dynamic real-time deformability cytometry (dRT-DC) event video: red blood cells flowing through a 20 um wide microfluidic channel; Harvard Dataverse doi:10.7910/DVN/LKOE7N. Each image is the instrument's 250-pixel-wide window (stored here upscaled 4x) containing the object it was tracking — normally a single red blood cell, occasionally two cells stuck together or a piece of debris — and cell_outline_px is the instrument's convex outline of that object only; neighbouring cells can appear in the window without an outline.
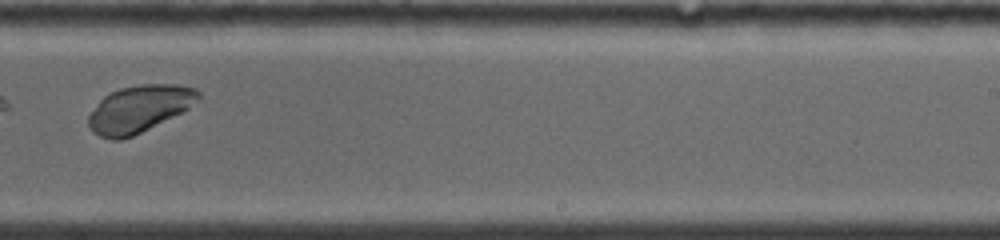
{"species": "common noctule bat (a hibernating species)", "species_latin": "Nyctalus noctula", "temperature_condition": "warm", "stored_images_in_passage": 17, "camera_frame_rate_fps": 5000, "um_per_image_px": 0.085, "animal": {"sex": "female", "body_mass_g": 19.0, "forearm_length_mm": 53.3}, "frame": {"image": 1, "passage_image": 12, "time_ms": 7.0, "image_size_px": [1000, 240], "cell_outline_px": [[200, 100], [184, 112], [132, 136], [120, 140], [112, 140], [100, 136], [92, 132], [88, 124], [88, 116], [100, 100], [104, 96], [120, 88], [140, 84], [176, 84], [196, 88], [200, 92]], "centroid_in_image_um": [11.87, 9.25], "position_along_channel_um": 277.1, "area_um2": 30.17}}